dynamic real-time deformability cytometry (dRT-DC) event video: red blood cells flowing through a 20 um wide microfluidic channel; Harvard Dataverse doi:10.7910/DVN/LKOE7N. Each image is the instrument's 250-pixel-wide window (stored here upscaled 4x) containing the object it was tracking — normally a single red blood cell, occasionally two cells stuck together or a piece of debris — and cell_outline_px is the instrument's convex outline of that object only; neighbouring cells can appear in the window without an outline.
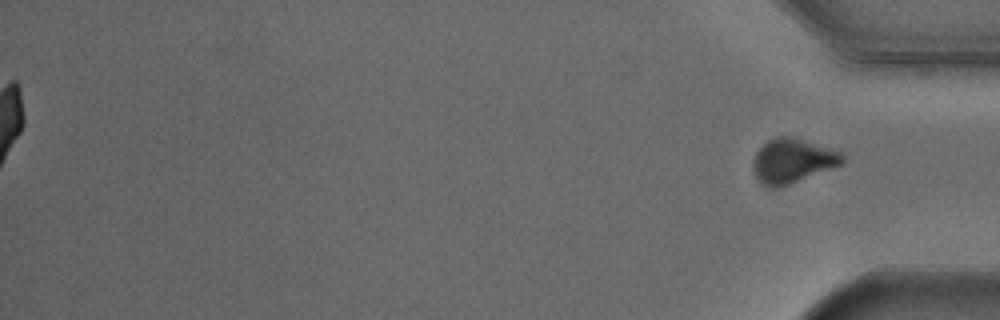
{"species": "Egyptian fruit bat (a non-hibernating species)", "species_latin": "Rousettus aegyptiacus", "temperature_condition": "cold", "stored_images_in_passage": 52, "segment_of_instrument_passage": [2, 2], "camera_frame_rate_fps": 3000, "um_per_image_px": 0.085, "animal": {"sex": "male"}, "frame": {"image": 1, "passage_image": 52, "time_ms": 17.0, "image_size_px": [1000, 320], "cell_outline_px": [[844, 164], [780, 188], [768, 188], [756, 176], [752, 168], [752, 160], [756, 152], [768, 140], [776, 136], [792, 136], [832, 148], [840, 152], [844, 156]], "centroid_in_image_um": [67.37, 13.67], "position_along_channel_um": 367.8, "area_um2": 23.41}}